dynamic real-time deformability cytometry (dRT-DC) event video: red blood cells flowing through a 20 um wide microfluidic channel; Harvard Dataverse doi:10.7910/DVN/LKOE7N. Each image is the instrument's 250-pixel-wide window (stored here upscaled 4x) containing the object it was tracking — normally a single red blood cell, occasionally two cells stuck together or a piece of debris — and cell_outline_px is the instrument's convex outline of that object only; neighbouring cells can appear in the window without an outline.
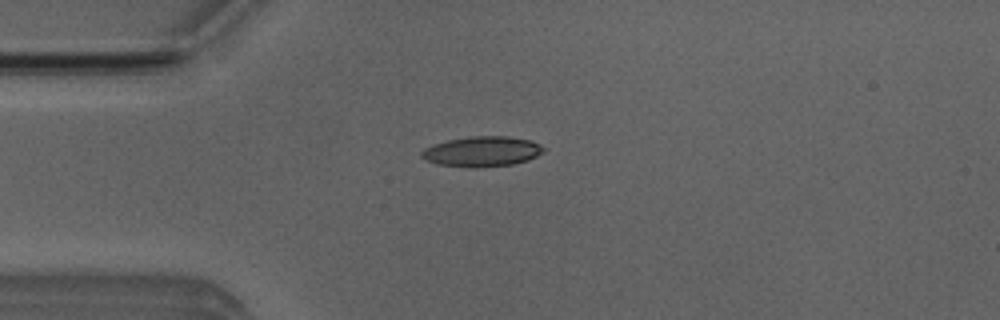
{"species": "Egyptian fruit bat (a non-hibernating species)", "species_latin": "Rousettus aegyptiacus", "temperature_condition": "room temperature", "stored_images_in_passage": 52, "camera_frame_rate_fps": 3000, "um_per_image_px": 0.085, "animal": {"sex": "male"}, "frame": {"image": 1, "passage_image": 13, "time_ms": 4.0, "image_size_px": [1000, 320], "cell_outline_px": [[544, 152], [528, 160], [512, 164], [436, 164], [420, 156], [420, 152], [424, 148], [432, 144], [448, 140], [472, 136], [508, 136], [532, 140], [544, 148]], "centroid_in_image_um": [40.99, 12.81], "position_along_channel_um": 44.0, "area_um2": 20.4}}
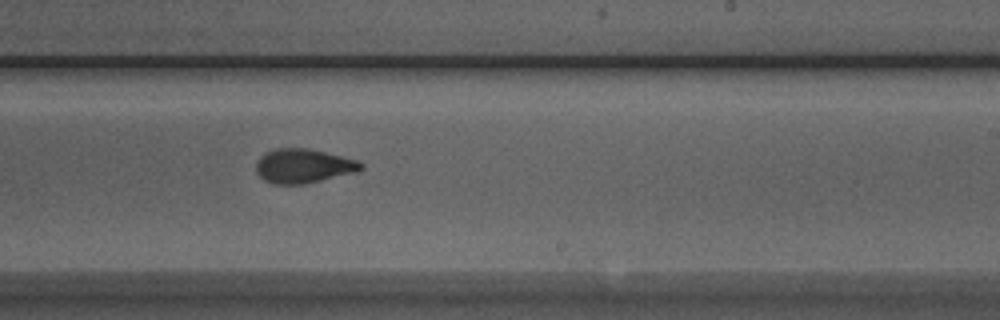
{"frame": {"image": 2, "passage_image": 31, "time_ms": 10.0, "image_size_px": [1000, 320], "cell_outline_px": [[364, 168], [356, 172], [304, 184], [272, 184], [264, 180], [256, 172], [256, 164], [260, 156], [264, 152], [276, 148], [308, 148], [356, 160], [364, 164]], "centroid_in_image_um": [25.75, 14.11], "position_along_channel_um": 263.2, "area_um2": 20.87}}
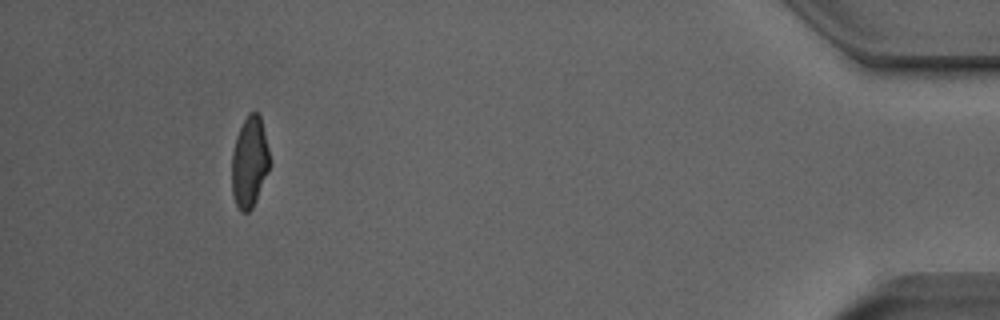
{"frame": {"image": 3, "passage_image": 48, "time_ms": 15.667, "image_size_px": [1000, 320], "cell_outline_px": [[272, 164], [252, 208], [248, 212], [240, 212], [236, 204], [232, 192], [232, 152], [236, 136], [248, 112], [256, 112], [260, 116]], "centroid_in_image_um": [21.22, 13.79], "position_along_channel_um": 414.0, "area_um2": 20.11}, "authors_computed_cell_mechanics": {"area_um2": 20.6346, "velocity_mm_per_s": 3.9341, "shape_relaxation_time_tau1_ms": 4.6587, "shape_relaxation_time_tau2_ms": 1.1787, "deformation_change_tau1": 0.1845, "deformation_change_tau2": 0.0691}}